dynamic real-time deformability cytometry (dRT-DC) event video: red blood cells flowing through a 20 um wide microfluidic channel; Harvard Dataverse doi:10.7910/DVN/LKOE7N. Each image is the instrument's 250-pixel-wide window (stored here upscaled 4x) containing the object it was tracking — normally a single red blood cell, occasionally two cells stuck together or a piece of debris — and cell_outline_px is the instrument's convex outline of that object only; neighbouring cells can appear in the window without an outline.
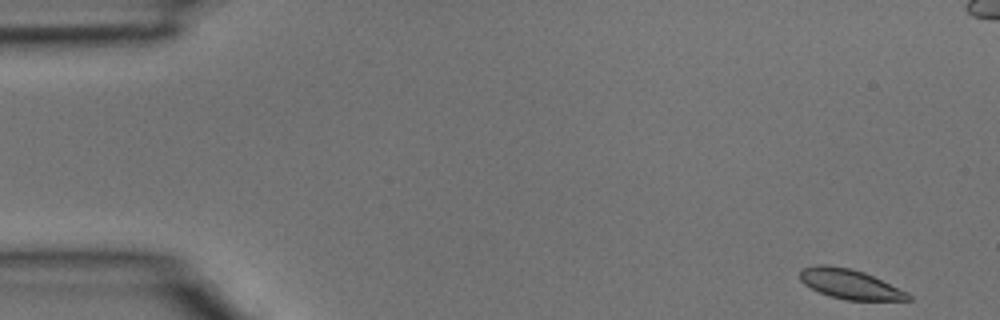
{"species": "common noctule bat (a hibernating species)", "species_latin": "Nyctalus noctula", "temperature_condition": "room temperature", "stored_images_in_passage": 5, "segment_of_instrument_passage": [2, 2], "camera_frame_rate_fps": 3000, "um_per_image_px": 0.085, "animal": {"sex": "male", "body_mass_g": 15.6}, "frame": {"image": 1, "passage_image": 5, "time_ms": 1.333, "image_size_px": [1000, 320], "cell_outline_px": [[912, 300], [844, 300], [828, 296], [804, 284], [800, 280], [800, 272], [804, 268], [820, 264], [824, 264], [852, 268], [864, 272], [908, 292], [912, 296]], "centroid_in_image_um": [72.26, 24.15], "position_along_channel_um": 12.7, "area_um2": 18.73}}